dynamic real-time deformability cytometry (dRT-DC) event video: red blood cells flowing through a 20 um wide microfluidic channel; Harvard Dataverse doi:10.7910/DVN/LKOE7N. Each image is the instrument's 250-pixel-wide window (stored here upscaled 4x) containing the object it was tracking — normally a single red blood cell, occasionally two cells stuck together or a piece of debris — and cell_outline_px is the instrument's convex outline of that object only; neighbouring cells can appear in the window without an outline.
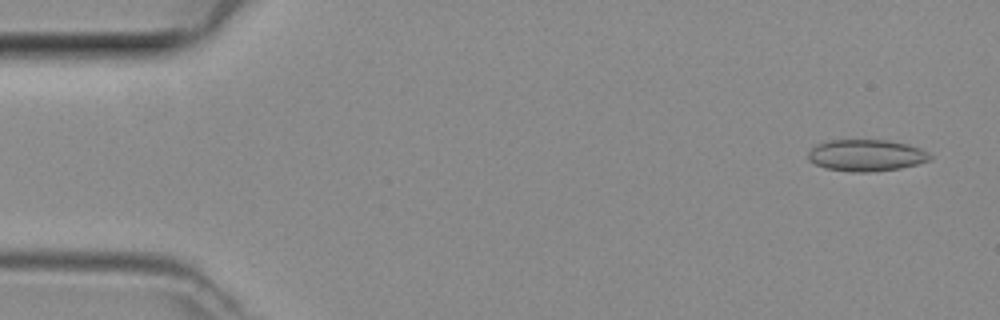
{"species": "common noctule bat (a hibernating species)", "species_latin": "Nyctalus noctula", "temperature_condition": "room temperature", "stored_images_in_passage": 46, "camera_frame_rate_fps": 3000, "um_per_image_px": 0.085, "animal": {"sex": "female", "body_mass_g": 29.2, "forearm_length_mm": 56.3}, "frame": {"image": 1, "passage_image": 1, "time_ms": 0.0, "image_size_px": [1000, 320], "cell_outline_px": [[932, 160], [900, 168], [868, 172], [852, 172], [824, 168], [808, 160], [808, 152], [816, 144], [828, 140], [888, 140], [908, 144], [920, 148], [928, 152], [932, 156]], "centroid_in_image_um": [73.63, 13.2], "position_along_channel_um": 11.4, "area_um2": 22.6}}
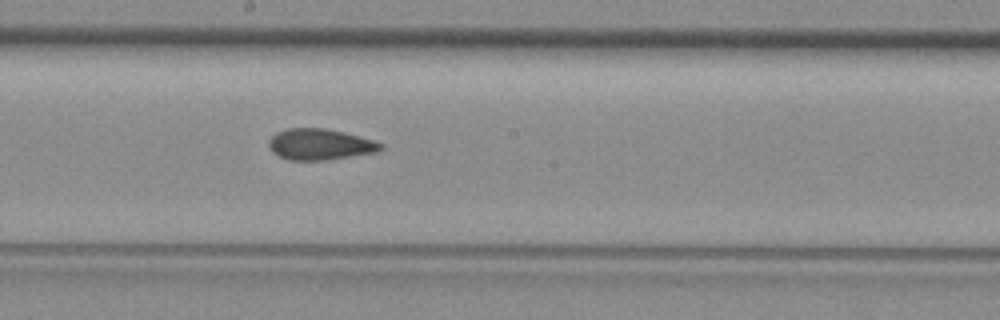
{"frame": {"image": 2, "passage_image": 24, "time_ms": 7.667, "image_size_px": [1000, 320], "cell_outline_px": [[384, 148], [376, 152], [324, 160], [292, 160], [280, 156], [272, 152], [268, 144], [268, 140], [276, 132], [288, 128], [324, 128], [372, 140], [384, 144]], "centroid_in_image_um": [27.16, 12.27], "position_along_channel_um": 221.0, "area_um2": 19.94}}
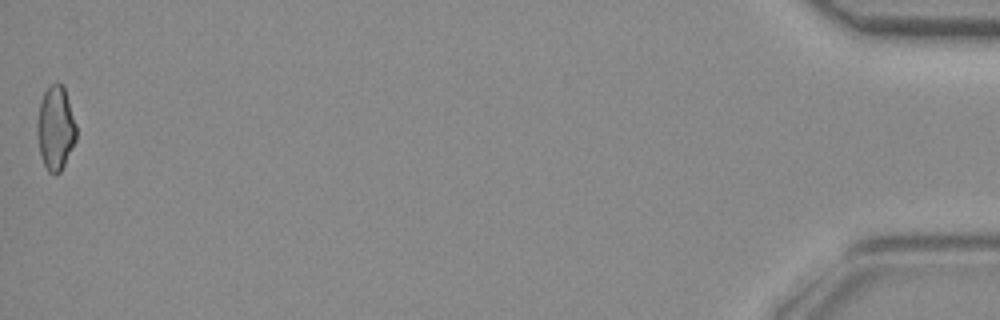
{"frame": {"image": 3, "passage_image": 46, "time_ms": 15.0, "image_size_px": [1000, 320], "cell_outline_px": [[76, 140], [60, 172], [56, 176], [48, 172], [40, 156], [36, 132], [36, 120], [40, 104], [44, 92], [48, 84], [56, 80], [64, 88], [76, 124]], "centroid_in_image_um": [4.69, 10.89], "position_along_channel_um": 430.5, "area_um2": 19.36}}